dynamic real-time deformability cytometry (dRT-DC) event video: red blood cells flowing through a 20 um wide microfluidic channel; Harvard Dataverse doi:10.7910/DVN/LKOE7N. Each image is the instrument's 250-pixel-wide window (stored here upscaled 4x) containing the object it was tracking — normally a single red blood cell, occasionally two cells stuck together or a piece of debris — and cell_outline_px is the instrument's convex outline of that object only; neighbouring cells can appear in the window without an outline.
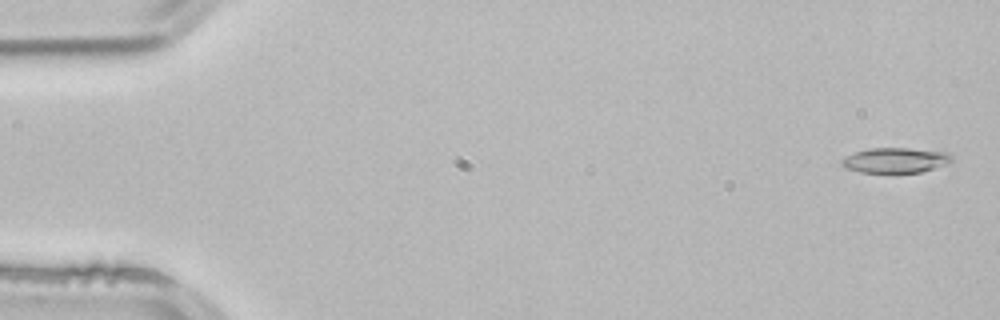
{"species": "common noctule bat (a hibernating species)", "species_latin": "Nyctalus noctula", "temperature_condition": "room temperature", "stored_images_in_passage": 4, "camera_frame_rate_fps": 3000, "um_per_image_px": 0.085, "animal": {"sex": "male", "body_mass_g": 21.5, "forearm_length_mm": 52.0}, "frame": {"image": 1, "passage_image": 1, "time_ms": 0.0, "image_size_px": [1000, 320], "cell_outline_px": [[952, 160], [948, 164], [920, 172], [860, 172], [844, 168], [840, 164], [840, 160], [856, 152], [868, 148], [908, 148], [948, 152], [952, 156]], "centroid_in_image_um": [76.11, 13.62], "position_along_channel_um": 8.9, "area_um2": 16.07}}
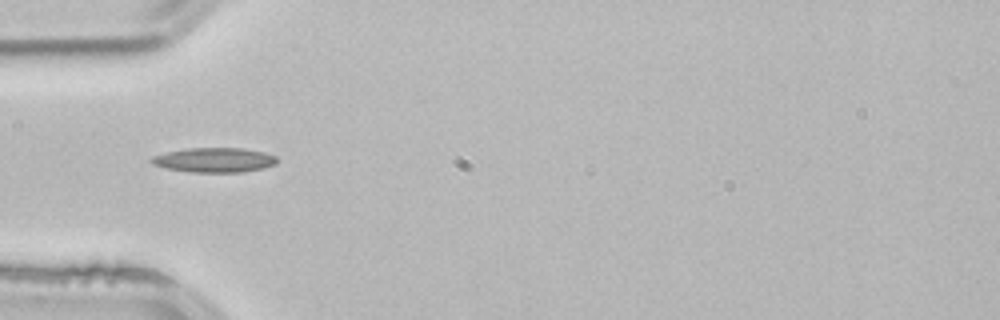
{"frame": {"image": 2, "passage_image": 4, "time_ms": 1.0, "image_size_px": [1000, 320], "cell_outline_px": [[276, 164], [264, 168], [244, 172], [188, 172], [164, 168], [152, 164], [148, 160], [152, 156], [168, 152], [188, 148], [244, 148], [264, 152], [276, 156]], "centroid_in_image_um": [18.2, 13.6], "position_along_channel_um": 66.8, "area_um2": 18.15}}